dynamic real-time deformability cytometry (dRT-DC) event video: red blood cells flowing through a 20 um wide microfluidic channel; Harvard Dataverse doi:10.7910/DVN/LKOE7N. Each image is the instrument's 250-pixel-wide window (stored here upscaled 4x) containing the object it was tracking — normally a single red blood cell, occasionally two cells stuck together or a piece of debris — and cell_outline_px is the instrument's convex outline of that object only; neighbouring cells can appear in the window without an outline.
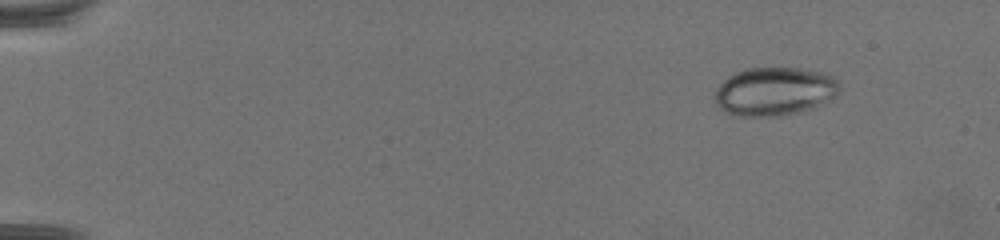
{"species": "common noctule bat (a hibernating species)", "species_latin": "Nyctalus noctula", "temperature_condition": "warm", "stored_images_in_passage": 69, "camera_frame_rate_fps": 3000, "um_per_image_px": 0.085, "animal": {"sex": "female", "body_mass_g": 19.5, "forearm_length_mm": 54.1}, "frame": {"image": 1, "passage_image": 9, "time_ms": 2.667, "image_size_px": [1000, 240], "cell_outline_px": [[840, 84], [836, 96], [816, 108], [800, 112], [780, 116], [736, 116], [724, 112], [716, 104], [716, 88], [728, 76], [736, 72], [748, 68], [800, 68], [824, 72], [832, 76]], "centroid_in_image_um": [65.86, 7.78], "position_along_channel_um": 19.1, "area_um2": 35.49}}
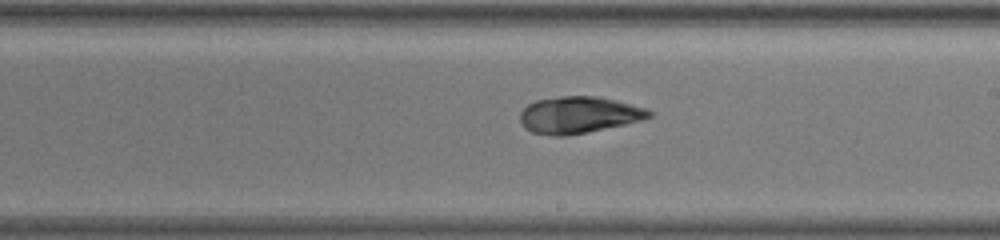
{"frame": {"image": 2, "passage_image": 43, "time_ms": 14.0, "image_size_px": [1000, 240], "cell_outline_px": [[652, 116], [644, 120], [588, 132], [568, 136], [556, 136], [532, 132], [524, 128], [520, 120], [520, 112], [528, 104], [536, 100], [560, 96], [596, 96], [616, 100], [644, 108], [652, 112]], "centroid_in_image_um": [49.18, 9.77], "position_along_channel_um": 239.8, "area_um2": 27.63}}
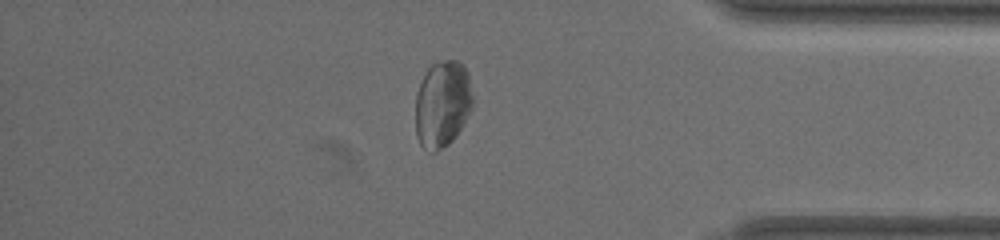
{"frame": {"image": 3, "passage_image": 60, "time_ms": 19.667, "image_size_px": [1000, 240], "cell_outline_px": [[472, 108], [456, 136], [448, 144], [436, 152], [432, 152], [424, 148], [420, 144], [416, 136], [416, 92], [428, 68], [432, 64], [444, 60], [460, 60], [464, 64], [468, 72], [472, 92]], "centroid_in_image_um": [37.61, 8.83], "position_along_channel_um": 397.6, "area_um2": 29.07}, "authors_computed_cell_mechanics": {"area_um2": 29.767, "velocity_mm_per_s": 3.1388, "shape_relaxation_time_tau1_ms": 6.1757, "shape_relaxation_time_tau2_ms": 2.384, "deformation_change_tau1": 0.0971, "deformation_change_tau2": 0.0778}}